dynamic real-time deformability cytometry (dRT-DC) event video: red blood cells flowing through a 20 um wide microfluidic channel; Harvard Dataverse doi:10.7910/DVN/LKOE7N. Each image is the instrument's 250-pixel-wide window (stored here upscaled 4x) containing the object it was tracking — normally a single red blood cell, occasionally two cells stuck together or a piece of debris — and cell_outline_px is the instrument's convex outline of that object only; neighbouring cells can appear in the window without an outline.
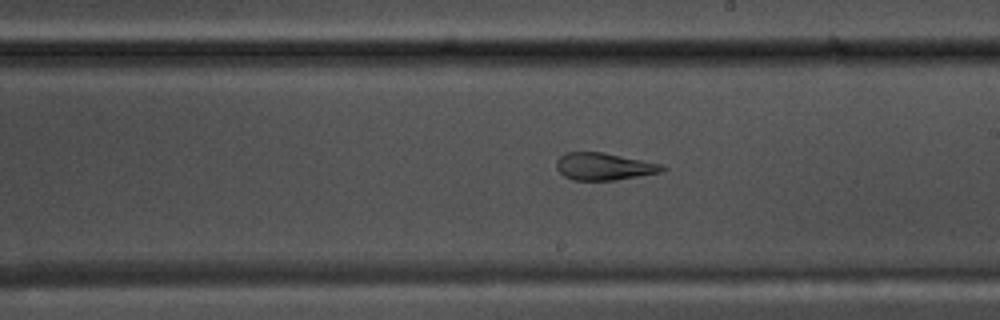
{"species": "common noctule bat (a hibernating species)", "species_latin": "Nyctalus noctula", "temperature_condition": "warm", "stored_images_in_passage": 55, "camera_frame_rate_fps": 3000, "um_per_image_px": 0.085, "animal": {"sex": "male", "body_mass_g": 17.5, "forearm_length_mm": 52.3}, "frame": {"image": 1, "passage_image": 32, "time_ms": 10.333, "image_size_px": [1000, 320], "cell_outline_px": [[668, 168], [660, 172], [616, 180], [572, 180], [564, 176], [556, 168], [556, 160], [564, 152], [604, 152], [664, 164]], "centroid_in_image_um": [51.34, 14.14], "position_along_channel_um": 237.7, "area_um2": 16.99}}
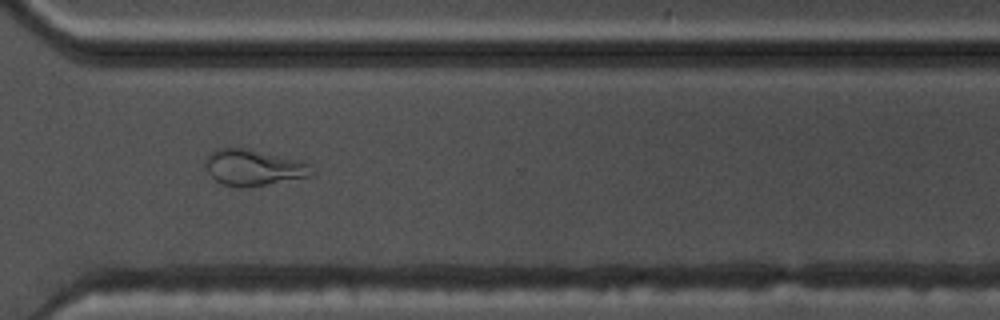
{"frame": {"image": 2, "passage_image": 41, "time_ms": 13.333, "image_size_px": [1000, 320], "cell_outline_px": [[316, 176], [264, 184], [236, 188], [224, 184], [216, 180], [204, 168], [204, 160], [216, 148], [240, 148], [276, 156], [308, 164], [316, 172]], "centroid_in_image_um": [21.51, 14.27], "position_along_channel_um": 349.1, "area_um2": 21.73}}
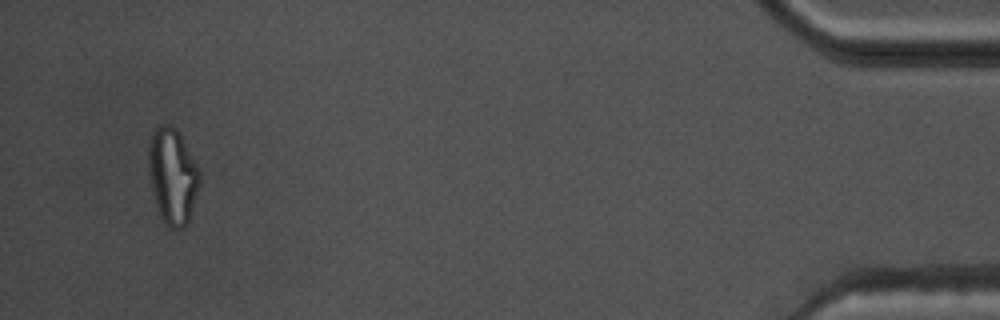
{"frame": {"image": 3, "passage_image": 53, "time_ms": 17.333, "image_size_px": [1000, 320], "cell_outline_px": [[200, 184], [188, 220], [180, 228], [172, 228], [160, 216], [152, 192], [148, 172], [148, 144], [152, 132], [160, 124], [168, 124], [176, 128], [196, 164], [200, 172]], "centroid_in_image_um": [14.64, 14.91], "position_along_channel_um": 420.6, "area_um2": 28.15}, "authors_computed_cell_mechanics": {"area_um2": 21.7906, "velocity_mm_per_s": 3.711, "shape_relaxation_time_tau1_ms": null, "shape_relaxation_time_tau2_ms": 1.46, "deformation_change_tau1": null, "deformation_change_tau2": 0.0998}}